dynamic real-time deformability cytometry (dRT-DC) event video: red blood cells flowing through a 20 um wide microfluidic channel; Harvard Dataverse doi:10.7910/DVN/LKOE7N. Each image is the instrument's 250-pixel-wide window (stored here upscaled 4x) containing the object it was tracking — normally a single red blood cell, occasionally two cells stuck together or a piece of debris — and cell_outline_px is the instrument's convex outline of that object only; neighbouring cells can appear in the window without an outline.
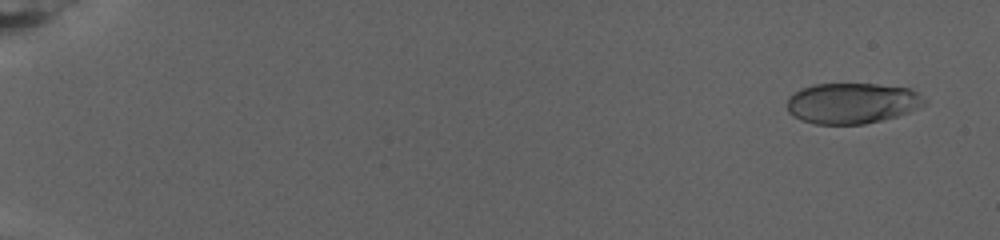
{"species": "human", "species_latin": "Homo sapiens", "temperature_condition": "warm", "stored_images_in_passage": 83, "camera_frame_rate_fps": 3000, "um_per_image_px": 0.085, "donor": {"sex": "female"}, "frame": {"image": 1, "passage_image": 5, "time_ms": 1.333, "image_size_px": [1000, 240], "cell_outline_px": [[928, 100], [924, 104], [908, 112], [896, 116], [864, 124], [816, 124], [800, 120], [792, 116], [788, 112], [788, 100], [800, 88], [816, 84], [876, 84], [908, 88], [916, 92]], "centroid_in_image_um": [72.41, 8.77], "position_along_channel_um": 12.6, "area_um2": 32.37}}
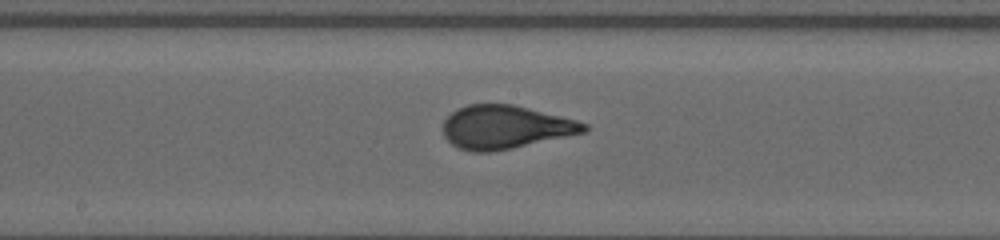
{"frame": {"image": 2, "passage_image": 48, "time_ms": 15.667, "image_size_px": [1000, 240], "cell_outline_px": [[588, 128], [584, 132], [512, 148], [492, 152], [472, 152], [460, 148], [452, 144], [444, 136], [444, 120], [452, 112], [468, 104], [512, 104], [576, 120], [588, 124]], "centroid_in_image_um": [42.93, 10.81], "position_along_channel_um": 205.3, "area_um2": 35.14}}
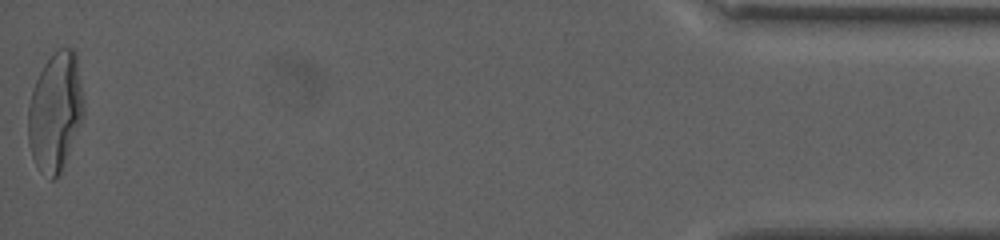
{"frame": {"image": 3, "passage_image": 83, "time_ms": 27.333, "image_size_px": [1000, 240], "cell_outline_px": [[84, 116], [60, 172], [52, 180], [36, 164], [32, 156], [28, 144], [28, 108], [32, 88], [44, 64], [60, 48], [72, 48], [76, 52], [84, 100]], "centroid_in_image_um": [4.71, 9.46], "position_along_channel_um": 430.5, "area_um2": 38.09}, "authors_computed_cell_mechanics": {"area_um2": 34.5066, "velocity_mm_per_s": 2.6195, "shape_relaxation_time_tau1_ms": 8.8977, "shape_relaxation_time_tau2_ms": null, "deformation_change_tau1": 0.2812, "deformation_change_tau2": null}}